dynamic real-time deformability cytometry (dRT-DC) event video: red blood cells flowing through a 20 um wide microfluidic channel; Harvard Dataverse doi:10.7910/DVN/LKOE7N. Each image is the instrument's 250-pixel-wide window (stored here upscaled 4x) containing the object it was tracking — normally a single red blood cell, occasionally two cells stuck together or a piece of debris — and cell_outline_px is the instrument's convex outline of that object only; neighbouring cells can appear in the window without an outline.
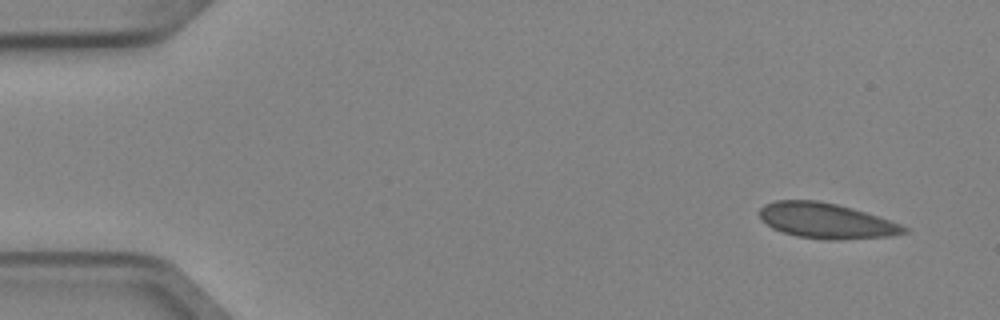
{"species": "Egyptian fruit bat (a non-hibernating species)", "species_latin": "Rousettus aegyptiacus", "temperature_condition": "cold", "stored_images_in_passage": 5, "camera_frame_rate_fps": 3000, "um_per_image_px": 0.085, "animal": {"sex": "female"}, "frame": {"image": 1, "passage_image": 1, "time_ms": 0.0, "image_size_px": [1000, 320], "cell_outline_px": [[908, 232], [892, 236], [836, 240], [828, 240], [796, 236], [772, 228], [760, 220], [760, 208], [764, 204], [776, 200], [816, 200], [836, 204], [852, 208], [900, 224], [908, 228]], "centroid_in_image_um": [70.2, 18.77], "position_along_channel_um": 14.8, "area_um2": 29.65}}
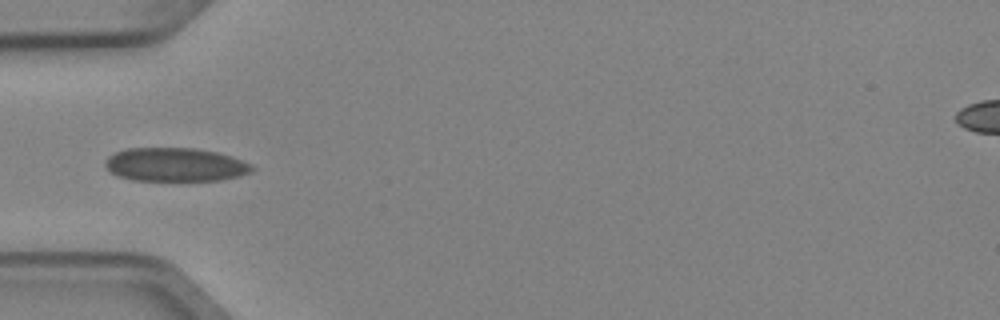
{"frame": {"image": 2, "passage_image": 4, "time_ms": 1.0, "image_size_px": [1000, 320], "cell_outline_px": [[256, 168], [252, 172], [240, 176], [220, 180], [132, 180], [116, 176], [108, 172], [104, 164], [104, 160], [108, 156], [116, 152], [128, 148], [196, 148], [216, 152], [232, 156], [252, 164]], "centroid_in_image_um": [14.89, 13.99], "position_along_channel_um": 70.1, "area_um2": 29.07}}
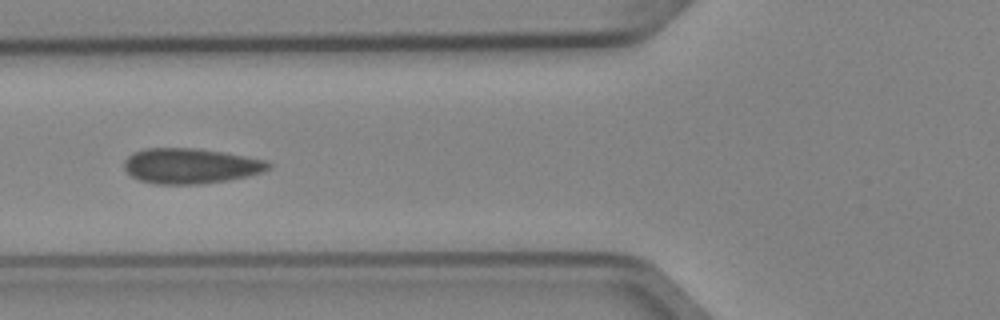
{"frame": {"image": 3, "passage_image": 5, "time_ms": 1.333, "image_size_px": [1000, 320], "cell_outline_px": [[272, 168], [248, 176], [228, 180], [200, 184], [156, 184], [140, 180], [132, 176], [124, 168], [124, 160], [132, 152], [144, 148], [196, 148], [224, 152], [268, 160], [272, 164]], "centroid_in_image_um": [16.21, 14.09], "position_along_channel_um": 109.6, "area_um2": 29.88}}